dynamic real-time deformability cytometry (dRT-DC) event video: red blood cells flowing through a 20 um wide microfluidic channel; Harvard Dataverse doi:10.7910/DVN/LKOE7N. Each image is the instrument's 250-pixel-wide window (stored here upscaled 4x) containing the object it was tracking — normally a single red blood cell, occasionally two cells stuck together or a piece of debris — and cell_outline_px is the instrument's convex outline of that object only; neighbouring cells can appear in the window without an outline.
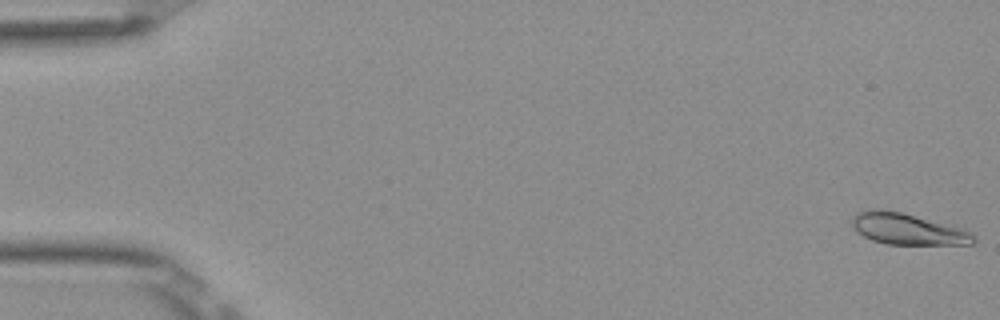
{"species": "Egyptian fruit bat (a non-hibernating species)", "species_latin": "Rousettus aegyptiacus", "temperature_condition": "room temperature", "stored_images_in_passage": 52, "camera_frame_rate_fps": 3000, "um_per_image_px": 0.085, "frame": {"image": 1, "passage_image": 1, "time_ms": 0.0, "image_size_px": [1000, 320], "cell_outline_px": [[976, 240], [972, 244], [888, 244], [872, 240], [864, 236], [852, 224], [852, 220], [856, 212], [872, 208], [880, 208], [900, 212], [964, 228], [972, 232]], "centroid_in_image_um": [77.17, 19.45], "position_along_channel_um": 7.8, "area_um2": 22.02}}
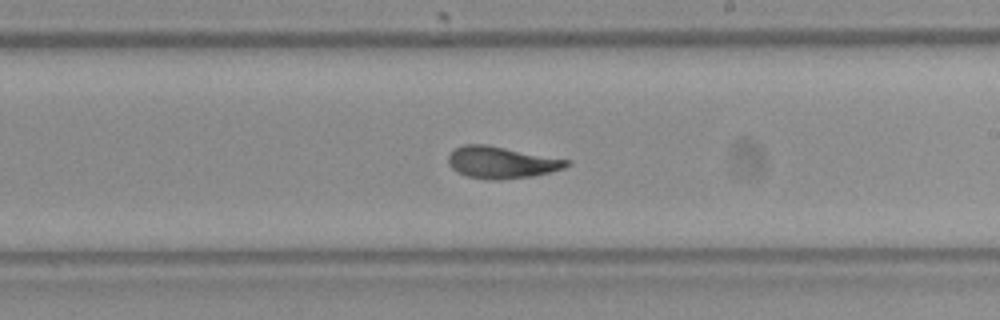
{"frame": {"image": 2, "passage_image": 31, "time_ms": 10.0, "image_size_px": [1000, 320], "cell_outline_px": [[572, 164], [564, 168], [532, 176], [500, 180], [488, 180], [468, 176], [452, 168], [448, 164], [448, 156], [456, 148], [464, 144], [484, 144], [572, 160]], "centroid_in_image_um": [42.66, 13.8], "position_along_channel_um": 246.3, "area_um2": 21.85}}
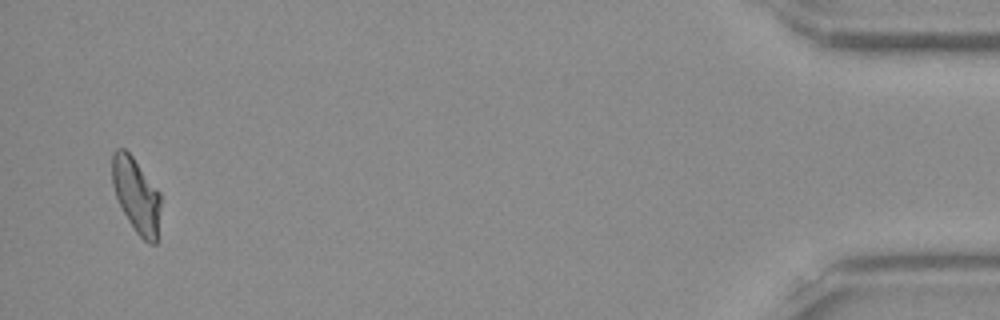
{"frame": {"image": 3, "passage_image": 51, "time_ms": 16.667, "image_size_px": [1000, 320], "cell_outline_px": [[160, 204], [156, 244], [148, 244], [136, 232], [128, 220], [116, 196], [112, 184], [112, 152], [116, 148], [124, 148], [132, 156], [160, 192]], "centroid_in_image_um": [11.57, 16.57], "position_along_channel_um": 423.6, "area_um2": 20.92}, "authors_computed_cell_mechanics": {"area_um2": 21.7328, "velocity_mm_per_s": 3.8867, "shape_relaxation_time_tau1_ms": 5.9863, "shape_relaxation_time_tau2_ms": 1.1442, "deformation_change_tau1": 0.1741, "deformation_change_tau2": 0.0623}}